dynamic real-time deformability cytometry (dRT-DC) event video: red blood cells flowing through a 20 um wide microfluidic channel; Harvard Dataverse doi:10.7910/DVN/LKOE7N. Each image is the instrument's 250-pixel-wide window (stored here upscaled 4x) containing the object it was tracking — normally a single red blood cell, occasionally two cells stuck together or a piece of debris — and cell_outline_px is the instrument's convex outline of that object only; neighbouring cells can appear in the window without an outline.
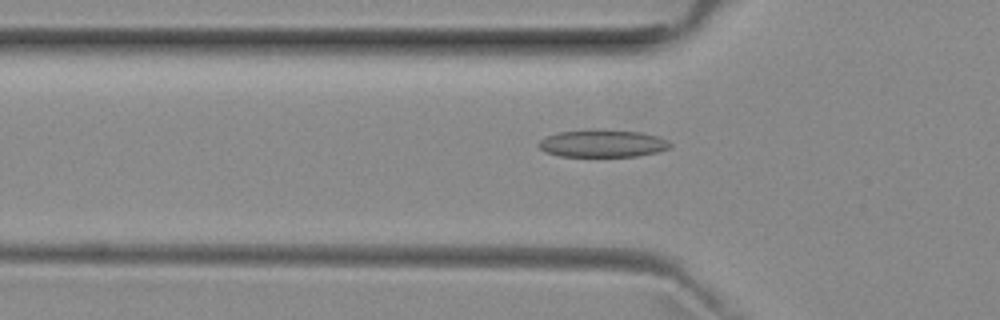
{"species": "common noctule bat (a hibernating species)", "species_latin": "Nyctalus noctula", "temperature_condition": "room temperature", "stored_images_in_passage": 52, "camera_frame_rate_fps": 3000, "um_per_image_px": 0.085, "animal": {"sex": "female", "body_mass_g": 29.2, "forearm_length_mm": 56.3}, "frame": {"image": 1, "passage_image": 17, "time_ms": 5.333, "image_size_px": [1000, 320], "cell_outline_px": [[672, 148], [656, 152], [636, 156], [560, 156], [544, 152], [536, 144], [540, 140], [548, 136], [560, 132], [604, 128], [640, 132], [660, 136], [668, 140], [672, 144]], "centroid_in_image_um": [51.26, 12.18], "position_along_channel_um": 74.5, "area_um2": 21.33}}
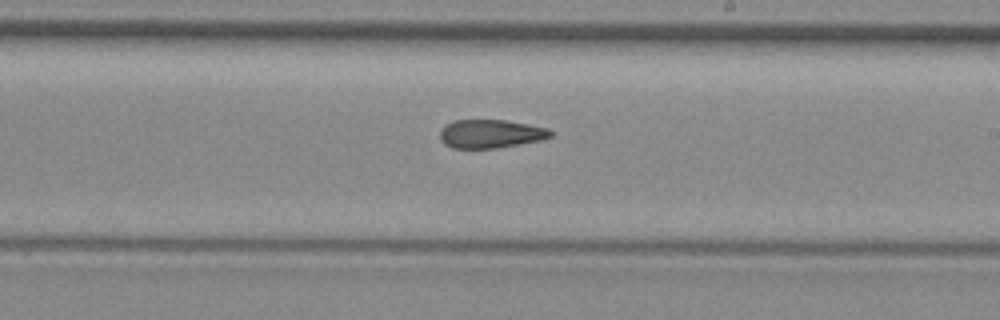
{"frame": {"image": 2, "passage_image": 30, "time_ms": 9.667, "image_size_px": [1000, 320], "cell_outline_px": [[552, 136], [540, 140], [496, 148], [452, 148], [444, 144], [440, 140], [440, 128], [452, 120], [504, 120], [528, 124], [548, 128], [552, 132]], "centroid_in_image_um": [41.65, 11.37], "position_along_channel_um": 247.3, "area_um2": 18.38}}
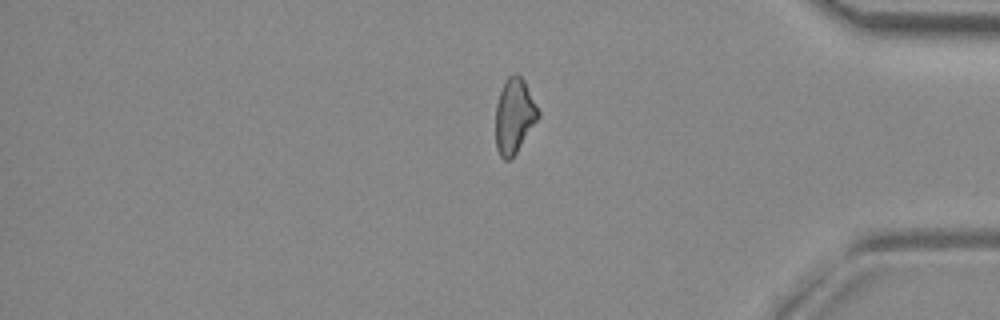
{"frame": {"image": 3, "passage_image": 43, "time_ms": 14.0, "image_size_px": [1000, 320], "cell_outline_px": [[540, 116], [516, 152], [508, 160], [504, 160], [500, 156], [496, 148], [496, 104], [500, 92], [508, 76], [512, 72], [516, 72], [524, 80], [540, 112]], "centroid_in_image_um": [43.71, 9.83], "position_along_channel_um": 391.5, "area_um2": 18.44}, "authors_computed_cell_mechanics": {"area_um2": 19.4208, "velocity_mm_per_s": 3.9692, "shape_relaxation_time_tau1_ms": null, "shape_relaxation_time_tau2_ms": 5.3741, "deformation_change_tau1": null, "deformation_change_tau2": 0.1455}}